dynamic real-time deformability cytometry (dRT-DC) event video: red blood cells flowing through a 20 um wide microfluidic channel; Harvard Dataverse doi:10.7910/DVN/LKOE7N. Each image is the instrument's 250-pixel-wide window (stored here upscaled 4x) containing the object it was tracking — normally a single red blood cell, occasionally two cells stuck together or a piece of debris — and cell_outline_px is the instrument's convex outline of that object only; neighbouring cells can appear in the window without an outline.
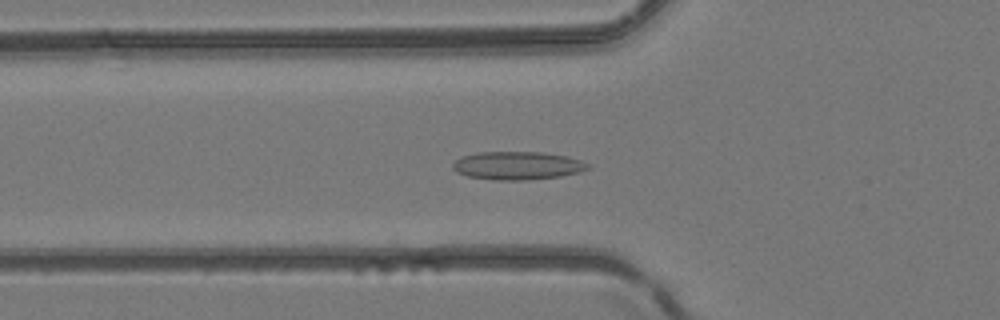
{"species": "common noctule bat (a hibernating species)", "species_latin": "Nyctalus noctula", "temperature_condition": "room temperature", "stored_images_in_passage": 49, "camera_frame_rate_fps": 3000, "um_per_image_px": 0.085, "animal": {"sex": "female", "body_mass_g": 24.6, "forearm_length_mm": 56.2}, "frame": {"image": 1, "passage_image": 18, "time_ms": 5.667, "image_size_px": [1000, 320], "cell_outline_px": [[592, 168], [580, 172], [560, 176], [528, 180], [492, 180], [468, 176], [456, 172], [452, 168], [452, 164], [460, 156], [476, 152], [544, 152], [568, 156], [580, 160], [588, 164]], "centroid_in_image_um": [43.98, 14.07], "position_along_channel_um": 81.8, "area_um2": 22.43}}
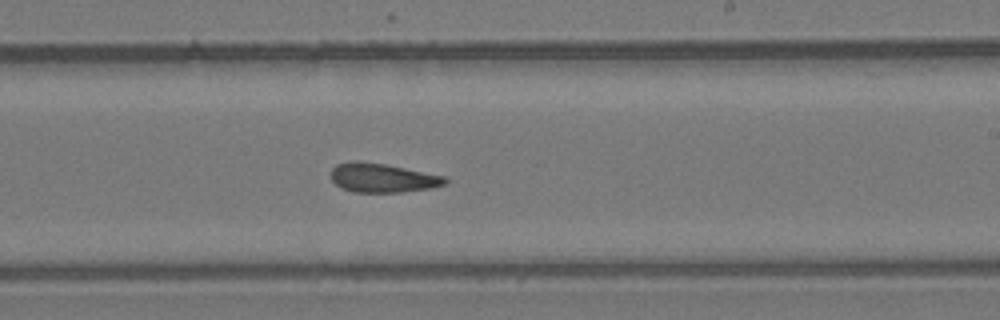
{"frame": {"image": 2, "passage_image": 30, "time_ms": 9.667, "image_size_px": [1000, 320], "cell_outline_px": [[448, 180], [444, 184], [428, 188], [400, 192], [352, 192], [340, 188], [332, 180], [332, 168], [336, 164], [352, 160], [356, 160], [384, 164], [444, 176]], "centroid_in_image_um": [32.44, 15.11], "position_along_channel_um": 256.6, "area_um2": 19.13}}
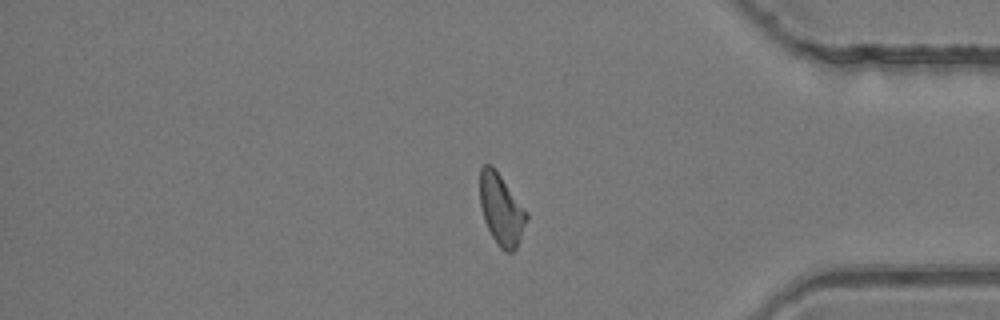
{"frame": {"image": 3, "passage_image": 41, "time_ms": 13.333, "image_size_px": [1000, 320], "cell_outline_px": [[528, 220], [516, 248], [512, 252], [504, 252], [496, 244], [484, 220], [480, 204], [480, 168], [484, 164], [492, 164], [496, 168], [528, 212]], "centroid_in_image_um": [42.62, 17.79], "position_along_channel_um": 392.6, "area_um2": 19.65}}